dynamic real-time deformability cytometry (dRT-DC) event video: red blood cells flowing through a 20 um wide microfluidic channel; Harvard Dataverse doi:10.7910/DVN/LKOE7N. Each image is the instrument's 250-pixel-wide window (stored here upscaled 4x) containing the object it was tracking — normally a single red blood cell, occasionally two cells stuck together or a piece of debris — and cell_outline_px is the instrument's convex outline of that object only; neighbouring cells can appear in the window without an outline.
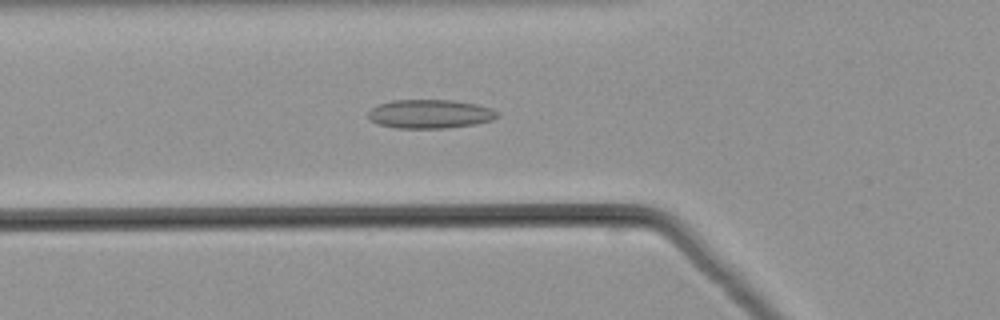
{"species": "common noctule bat (a hibernating species)", "species_latin": "Nyctalus noctula", "temperature_condition": "warm", "stored_images_in_passage": 49, "camera_frame_rate_fps": 3000, "um_per_image_px": 0.085, "animal": {"sex": "male", "body_mass_g": 21.5, "forearm_length_mm": 52.0}, "frame": {"image": 1, "passage_image": 17, "time_ms": 5.333, "image_size_px": [1000, 320], "cell_outline_px": [[500, 116], [492, 120], [476, 124], [448, 128], [396, 128], [376, 124], [368, 120], [368, 112], [372, 108], [380, 104], [392, 100], [452, 100], [476, 104], [492, 108], [500, 112]], "centroid_in_image_um": [36.57, 9.69], "position_along_channel_um": 89.2, "area_um2": 21.96}}
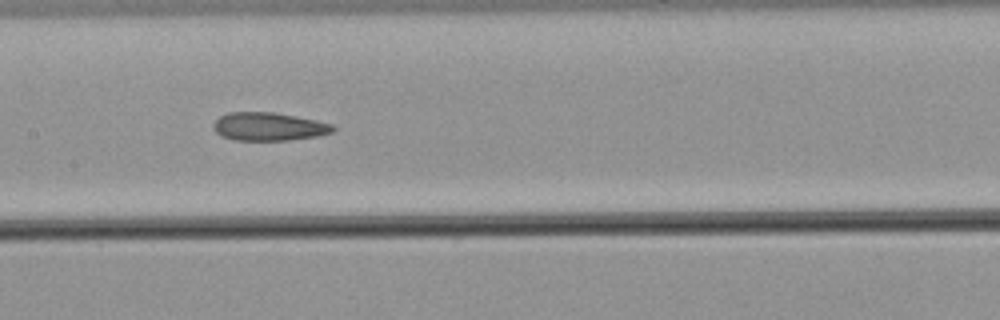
{"frame": {"image": 2, "passage_image": 24, "time_ms": 7.667, "image_size_px": [1000, 320], "cell_outline_px": [[336, 128], [332, 132], [316, 136], [288, 140], [236, 140], [220, 136], [212, 128], [212, 124], [220, 116], [228, 112], [272, 112], [296, 116], [316, 120], [332, 124]], "centroid_in_image_um": [22.81, 10.75], "position_along_channel_um": 184.6, "area_um2": 19.65}}
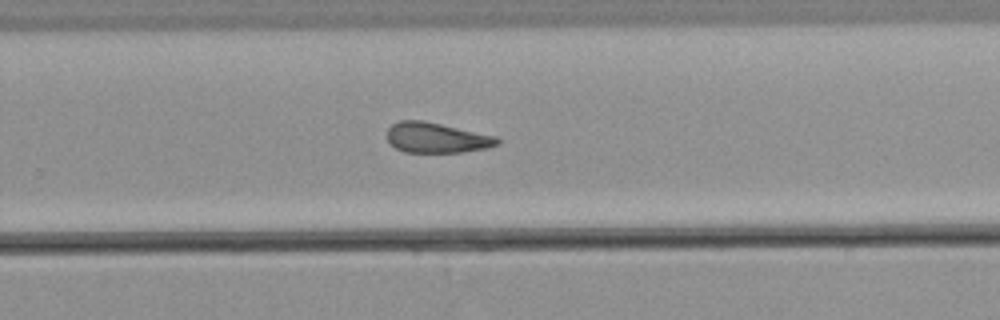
{"frame": {"image": 3, "passage_image": 32, "time_ms": 10.333, "image_size_px": [1000, 320], "cell_outline_px": [[500, 144], [488, 148], [460, 152], [404, 152], [396, 148], [388, 140], [388, 128], [392, 124], [400, 120], [424, 120], [496, 136], [500, 140]], "centroid_in_image_um": [37.13, 11.7], "position_along_channel_um": 292.7, "area_um2": 19.42}}